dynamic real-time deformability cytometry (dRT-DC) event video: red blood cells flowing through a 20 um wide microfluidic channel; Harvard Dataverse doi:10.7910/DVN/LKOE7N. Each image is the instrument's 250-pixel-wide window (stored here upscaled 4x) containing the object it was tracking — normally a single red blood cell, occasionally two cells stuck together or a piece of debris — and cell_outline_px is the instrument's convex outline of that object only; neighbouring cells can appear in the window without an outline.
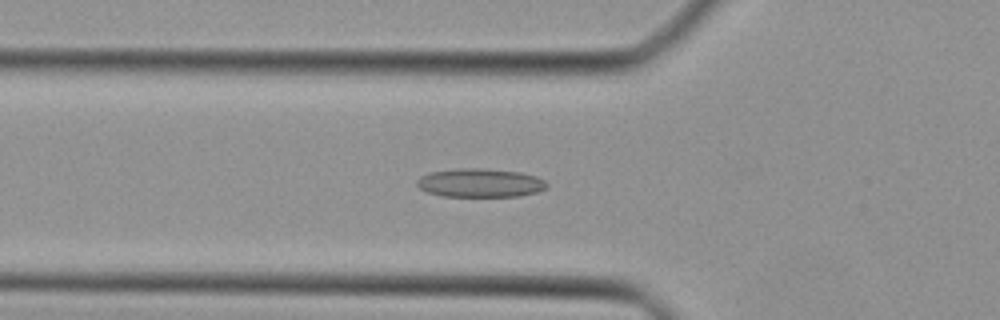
{"species": "Egyptian fruit bat (a non-hibernating species)", "species_latin": "Rousettus aegyptiacus", "temperature_condition": "cold", "stored_images_in_passage": 45, "camera_frame_rate_fps": 3000, "um_per_image_px": 0.085, "animal": {"sex": "female"}, "frame": {"image": 1, "passage_image": 16, "time_ms": 5.0, "image_size_px": [1000, 320], "cell_outline_px": [[548, 188], [540, 192], [516, 196], [444, 196], [428, 192], [420, 188], [416, 184], [416, 180], [420, 176], [428, 172], [456, 168], [488, 168], [520, 172], [536, 176], [544, 180], [548, 184]], "centroid_in_image_um": [40.83, 15.53], "position_along_channel_um": 85.0, "area_um2": 21.96}}
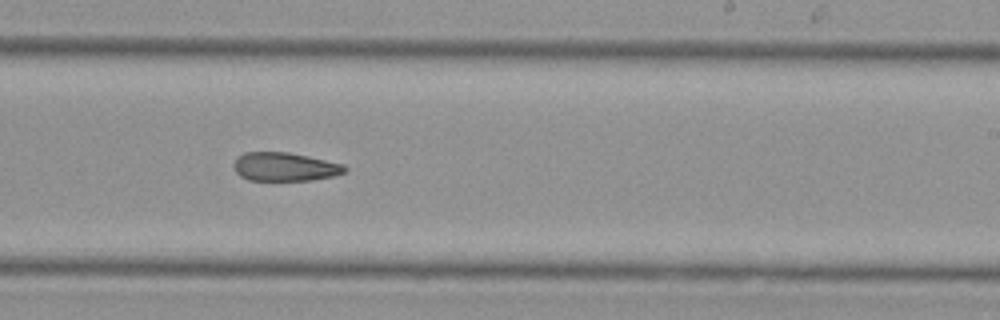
{"frame": {"image": 2, "passage_image": 28, "time_ms": 9.0, "image_size_px": [1000, 320], "cell_outline_px": [[348, 168], [344, 172], [332, 176], [312, 180], [248, 180], [240, 176], [236, 172], [236, 156], [244, 152], [288, 152], [308, 156], [344, 164]], "centroid_in_image_um": [24.22, 14.17], "position_along_channel_um": 264.8, "area_um2": 18.38}}
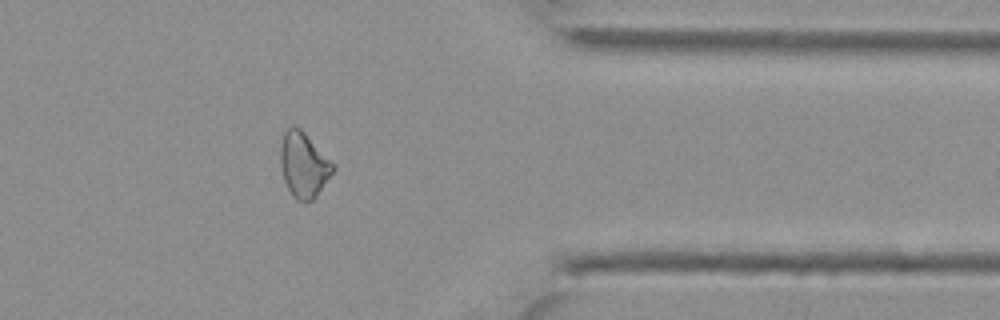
{"frame": {"image": 3, "passage_image": 37, "time_ms": 12.0, "image_size_px": [1000, 320], "cell_outline_px": [[336, 168], [316, 196], [312, 200], [296, 200], [292, 196], [284, 180], [280, 164], [280, 148], [284, 132], [292, 124], [300, 128], [304, 132]], "centroid_in_image_um": [25.78, 14.01], "position_along_channel_um": 385.6, "area_um2": 19.54}}